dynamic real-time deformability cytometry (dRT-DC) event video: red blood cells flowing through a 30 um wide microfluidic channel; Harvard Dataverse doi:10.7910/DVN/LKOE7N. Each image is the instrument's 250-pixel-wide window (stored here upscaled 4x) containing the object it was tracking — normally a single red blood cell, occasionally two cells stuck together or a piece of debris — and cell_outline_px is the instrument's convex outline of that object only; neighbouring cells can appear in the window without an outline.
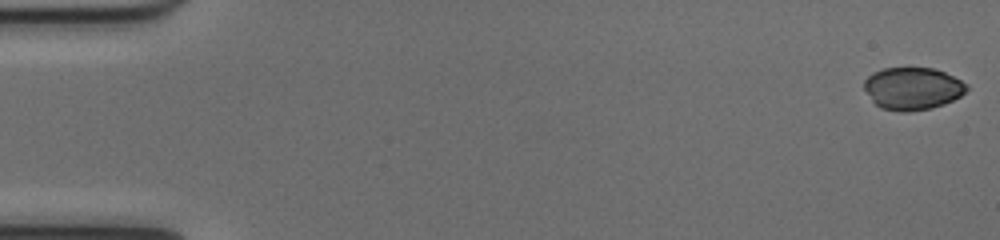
{"species": "common noctule bat (a hibernating species)", "species_latin": "Nyctalus noctula", "temperature_condition": "cold", "stored_images_in_passage": 52, "camera_frame_rate_fps": 3000, "um_per_image_px": 0.085, "animal": {"sex": "female", "body_mass_g": 17.0, "forearm_length_mm": 48.0}, "frame": {"image": 1, "passage_image": 1, "time_ms": 0.0, "image_size_px": [1000, 240], "cell_outline_px": [[968, 88], [960, 96], [944, 104], [932, 108], [908, 112], [900, 112], [880, 108], [872, 100], [864, 88], [864, 80], [872, 72], [884, 68], [932, 68], [944, 72], [968, 84]], "centroid_in_image_um": [77.55, 7.53], "position_along_channel_um": 7.4, "area_um2": 25.32}}
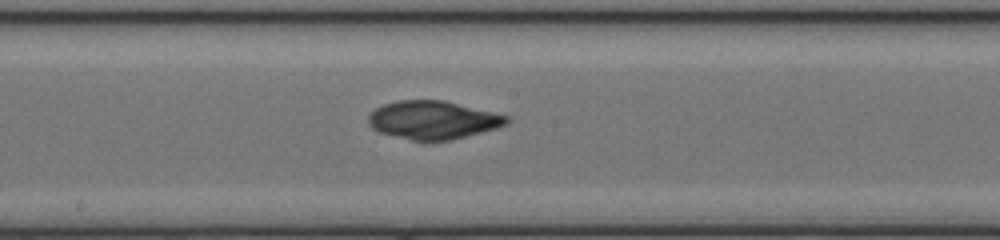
{"frame": {"image": 2, "passage_image": 28, "time_ms": 9.0, "image_size_px": [1000, 240], "cell_outline_px": [[508, 120], [504, 124], [496, 128], [452, 140], [412, 140], [380, 132], [372, 128], [368, 124], [368, 116], [376, 108], [384, 104], [400, 100], [444, 100], [508, 116]], "centroid_in_image_um": [36.77, 10.19], "position_along_channel_um": 211.4, "area_um2": 30.35}}
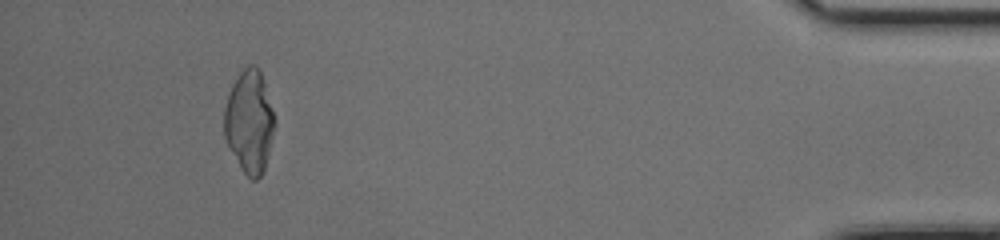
{"frame": {"image": 3, "passage_image": 48, "time_ms": 15.667, "image_size_px": [1000, 240], "cell_outline_px": [[276, 120], [264, 168], [260, 176], [256, 180], [252, 180], [244, 172], [228, 144], [224, 136], [224, 108], [228, 96], [240, 72], [248, 64], [252, 64], [260, 72]], "centroid_in_image_um": [21.19, 10.34], "position_along_channel_um": 414.0, "area_um2": 29.25}, "authors_computed_cell_mechanics": {"area_um2": 29.9404, "velocity_mm_per_s": 4.0312, "shape_relaxation_time_tau1_ms": 10.9526, "shape_relaxation_time_tau2_ms": 2.3758, "deformation_change_tau1": 0.3005, "deformation_change_tau2": 0.044}}